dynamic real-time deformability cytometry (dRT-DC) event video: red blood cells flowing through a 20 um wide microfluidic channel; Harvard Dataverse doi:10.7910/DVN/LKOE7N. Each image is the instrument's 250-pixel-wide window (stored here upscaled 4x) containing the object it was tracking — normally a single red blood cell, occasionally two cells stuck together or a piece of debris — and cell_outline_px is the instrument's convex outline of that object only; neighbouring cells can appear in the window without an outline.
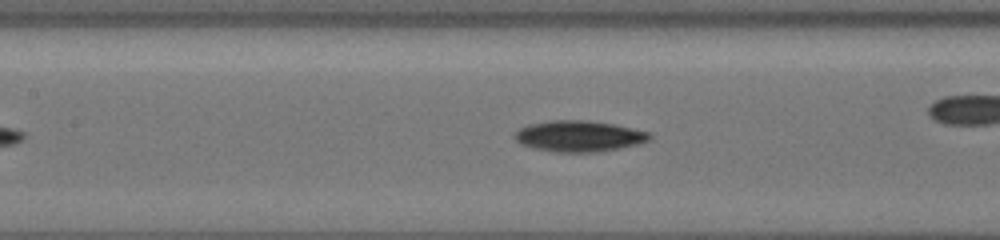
{"species": "common noctule bat (a hibernating species)", "species_latin": "Nyctalus noctula", "temperature_condition": "cold", "stored_images_in_passage": 29, "camera_frame_rate_fps": 3000, "um_per_image_px": 0.085, "animal": {"sex": "female", "body_mass_g": 19.5, "forearm_length_mm": 54.1}, "frame": {"image": 1, "passage_image": 5, "time_ms": 1.333, "image_size_px": [1000, 240], "cell_outline_px": [[652, 136], [648, 140], [636, 144], [620, 148], [596, 152], [552, 152], [532, 148], [520, 144], [512, 136], [520, 128], [528, 124], [552, 120], [584, 120], [612, 124], [648, 132]], "centroid_in_image_um": [49.14, 11.58], "position_along_channel_um": 158.3, "area_um2": 24.28}, "authors_computed_cell_mechanics": {"area_um2": 21.8484, "velocity_mm_per_s": 3.9259, "shape_relaxation_time_tau1_ms": 2.9177, "shape_relaxation_time_tau2_ms": null, "deformation_change_tau1": 0.0998, "deformation_change_tau2": null}}